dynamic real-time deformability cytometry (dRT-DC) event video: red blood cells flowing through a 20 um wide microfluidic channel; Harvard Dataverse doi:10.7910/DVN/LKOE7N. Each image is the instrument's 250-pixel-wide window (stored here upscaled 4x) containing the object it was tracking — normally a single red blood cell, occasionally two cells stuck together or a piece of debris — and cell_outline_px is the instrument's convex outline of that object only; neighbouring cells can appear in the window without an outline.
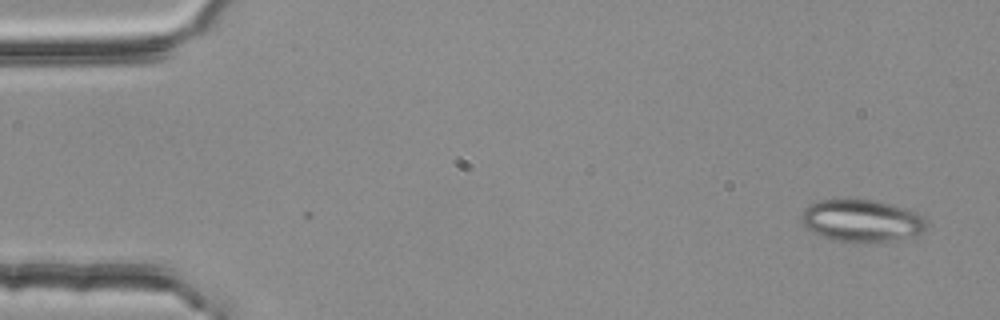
{"species": "common noctule bat (a hibernating species)", "species_latin": "Nyctalus noctula", "temperature_condition": "room temperature", "stored_images_in_passage": 3, "camera_frame_rate_fps": 3000, "um_per_image_px": 0.085, "animal": {"sex": "female", "body_mass_g": 25.1}, "frame": {"image": 1, "passage_image": 3, "time_ms": 0.667, "image_size_px": [1000, 320], "cell_outline_px": [[928, 224], [924, 232], [916, 236], [892, 240], [852, 244], [832, 240], [812, 232], [804, 228], [800, 220], [800, 216], [804, 208], [820, 200], [844, 196], [872, 200], [904, 208], [916, 212], [924, 216]], "centroid_in_image_um": [73.2, 18.75], "position_along_channel_um": 11.8, "area_um2": 31.96}}